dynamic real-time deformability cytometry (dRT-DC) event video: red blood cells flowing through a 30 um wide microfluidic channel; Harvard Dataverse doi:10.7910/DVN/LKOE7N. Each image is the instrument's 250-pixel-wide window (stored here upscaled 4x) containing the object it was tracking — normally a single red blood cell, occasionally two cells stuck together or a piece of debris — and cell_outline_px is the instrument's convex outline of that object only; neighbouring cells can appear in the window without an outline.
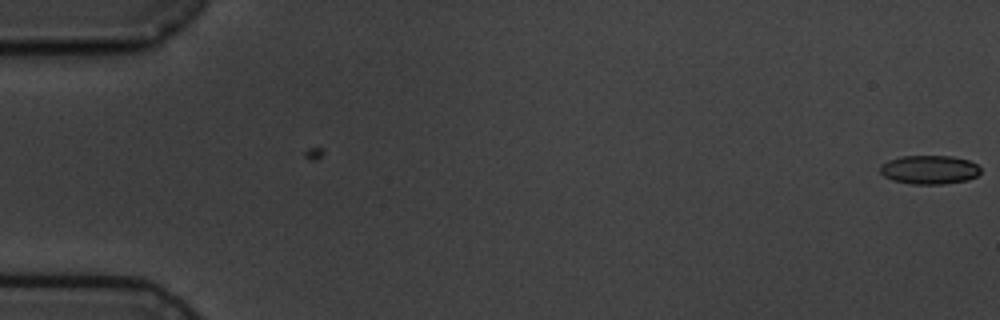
{"species": "common noctule bat (a hibernating species)", "species_latin": "Nyctalus noctula", "temperature_condition": "cold", "stored_images_in_passage": 2, "camera_frame_rate_fps": 3000, "um_per_image_px": 0.085, "animal": {"sex": "male", "body_mass_g": 19.5, "forearm_length_mm": 54.6}, "frame": {"image": 1, "passage_image": 2, "time_ms": 1.0, "image_size_px": [1000, 320], "cell_outline_px": [[980, 172], [976, 176], [968, 180], [944, 184], [912, 184], [892, 180], [884, 176], [880, 172], [880, 168], [888, 160], [900, 156], [952, 156], [968, 160], [976, 164], [980, 168]], "centroid_in_image_um": [79.0, 14.43], "position_along_channel_um": 6.0, "area_um2": 16.82}}